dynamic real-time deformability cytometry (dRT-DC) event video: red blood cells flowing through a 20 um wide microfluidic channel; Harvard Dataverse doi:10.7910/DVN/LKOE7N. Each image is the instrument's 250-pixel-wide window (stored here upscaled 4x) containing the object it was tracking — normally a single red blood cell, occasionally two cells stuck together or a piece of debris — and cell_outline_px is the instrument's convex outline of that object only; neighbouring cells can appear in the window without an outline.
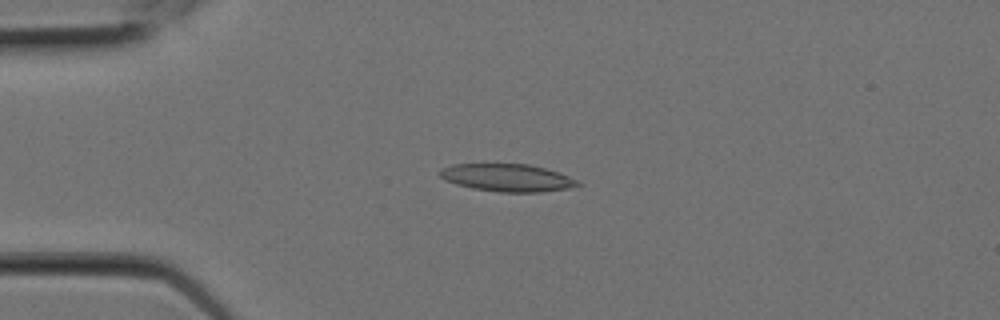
{"species": "Egyptian fruit bat (a non-hibernating species)", "species_latin": "Rousettus aegyptiacus", "temperature_condition": "room temperature", "stored_images_in_passage": 6, "camera_frame_rate_fps": 3000, "um_per_image_px": 0.085, "animal": {"sex": "female"}, "frame": {"image": 1, "passage_image": 5, "time_ms": 1.333, "image_size_px": [1000, 320], "cell_outline_px": [[584, 184], [568, 188], [540, 192], [500, 192], [472, 188], [456, 184], [444, 180], [440, 176], [440, 168], [452, 164], [528, 164], [560, 172]], "centroid_in_image_um": [43.11, 15.1], "position_along_channel_um": 41.9, "area_um2": 22.14}}